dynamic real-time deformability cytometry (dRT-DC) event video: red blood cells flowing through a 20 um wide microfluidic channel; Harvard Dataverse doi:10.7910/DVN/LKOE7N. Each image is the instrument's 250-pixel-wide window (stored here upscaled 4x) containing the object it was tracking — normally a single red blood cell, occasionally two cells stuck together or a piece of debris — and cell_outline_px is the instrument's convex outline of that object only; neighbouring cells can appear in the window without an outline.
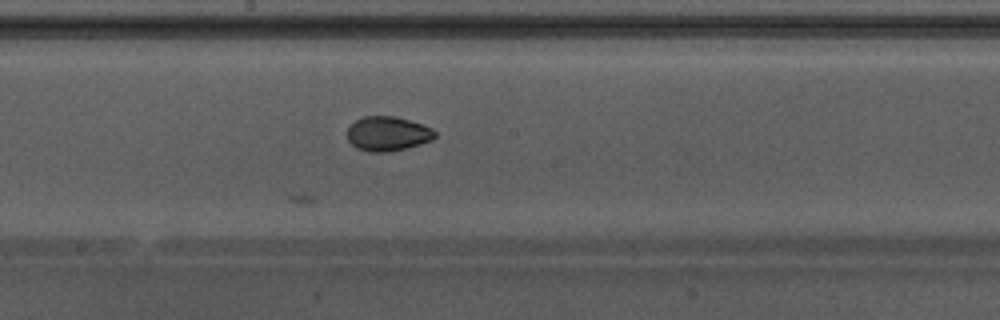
{"species": "Egyptian fruit bat (a non-hibernating species)", "species_latin": "Rousettus aegyptiacus", "temperature_condition": "warm", "stored_images_in_passage": 28, "camera_frame_rate_fps": 3000, "um_per_image_px": 0.085, "animal": {"sex": "male"}, "frame": {"image": 1, "passage_image": 16, "time_ms": 5.0, "image_size_px": [1000, 320], "cell_outline_px": [[436, 136], [432, 140], [420, 144], [388, 152], [372, 152], [356, 148], [348, 140], [348, 128], [356, 120], [364, 116], [396, 116], [432, 128], [436, 132]], "centroid_in_image_um": [32.95, 11.36], "position_along_channel_um": 215.2, "area_um2": 17.46}}